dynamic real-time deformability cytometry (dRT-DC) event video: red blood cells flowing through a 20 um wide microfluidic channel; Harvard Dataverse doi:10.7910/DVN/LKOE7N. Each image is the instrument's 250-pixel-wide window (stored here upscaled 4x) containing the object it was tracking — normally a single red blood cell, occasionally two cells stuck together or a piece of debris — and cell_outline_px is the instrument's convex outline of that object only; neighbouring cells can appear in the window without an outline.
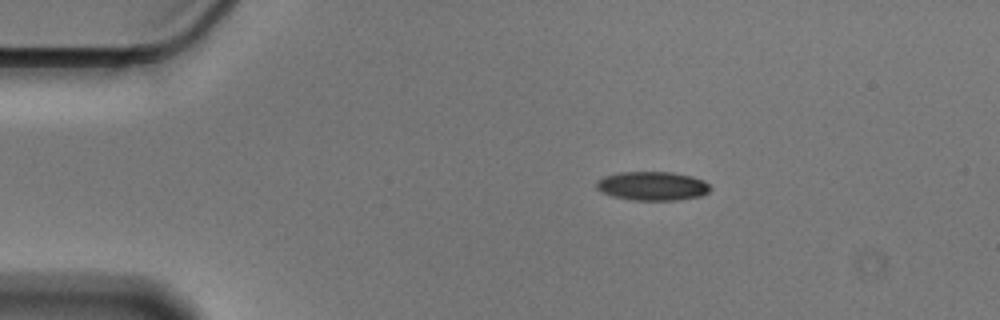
{"species": "Egyptian fruit bat (a non-hibernating species)", "species_latin": "Rousettus aegyptiacus", "temperature_condition": "cold", "stored_images_in_passage": 47, "camera_frame_rate_fps": 3000, "um_per_image_px": 0.085, "animal": {"sex": "male"}, "frame": {"image": 1, "passage_image": 1, "time_ms": 0.0, "image_size_px": [1000, 320], "cell_outline_px": [[712, 188], [708, 192], [700, 196], [676, 200], [632, 200], [612, 196], [600, 192], [596, 188], [596, 180], [604, 176], [620, 172], [672, 172], [692, 176], [704, 180]], "centroid_in_image_um": [55.43, 15.8], "position_along_channel_um": 29.6, "area_um2": 19.31}}
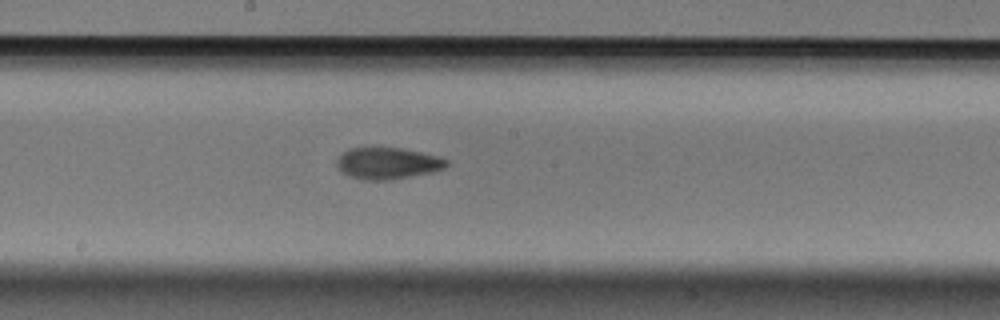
{"frame": {"image": 2, "passage_image": 21, "time_ms": 6.667, "image_size_px": [1000, 320], "cell_outline_px": [[448, 164], [444, 168], [432, 172], [388, 180], [364, 180], [352, 176], [344, 172], [336, 164], [336, 160], [348, 148], [400, 148], [440, 156], [448, 160]], "centroid_in_image_um": [32.98, 13.87], "position_along_channel_um": 215.2, "area_um2": 19.88}}
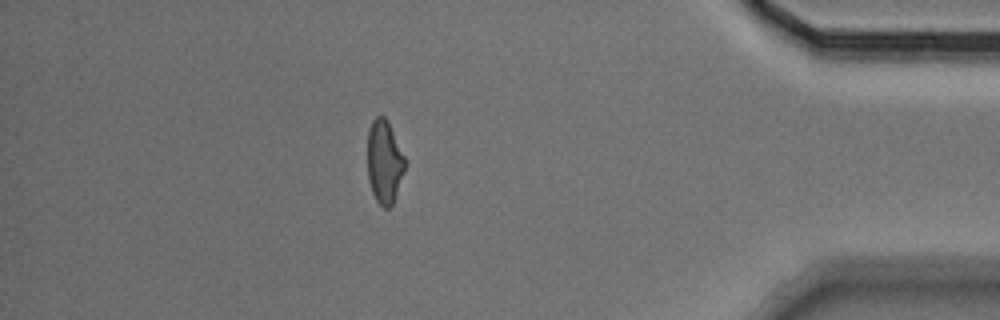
{"frame": {"image": 3, "passage_image": 40, "time_ms": 13.0, "image_size_px": [1000, 320], "cell_outline_px": [[404, 172], [392, 204], [388, 208], [384, 208], [376, 200], [372, 192], [368, 180], [368, 128], [372, 120], [376, 116], [384, 116], [388, 120], [404, 156]], "centroid_in_image_um": [32.65, 13.72], "position_along_channel_um": 402.6, "area_um2": 18.03}, "authors_computed_cell_mechanics": {"area_um2": 19.5942, "velocity_mm_per_s": 3.5825, "shape_relaxation_time_tau1_ms": 4.9897, "shape_relaxation_time_tau2_ms": 3.048, "deformation_change_tau1": 0.158, "deformation_change_tau2": 0.0819}}